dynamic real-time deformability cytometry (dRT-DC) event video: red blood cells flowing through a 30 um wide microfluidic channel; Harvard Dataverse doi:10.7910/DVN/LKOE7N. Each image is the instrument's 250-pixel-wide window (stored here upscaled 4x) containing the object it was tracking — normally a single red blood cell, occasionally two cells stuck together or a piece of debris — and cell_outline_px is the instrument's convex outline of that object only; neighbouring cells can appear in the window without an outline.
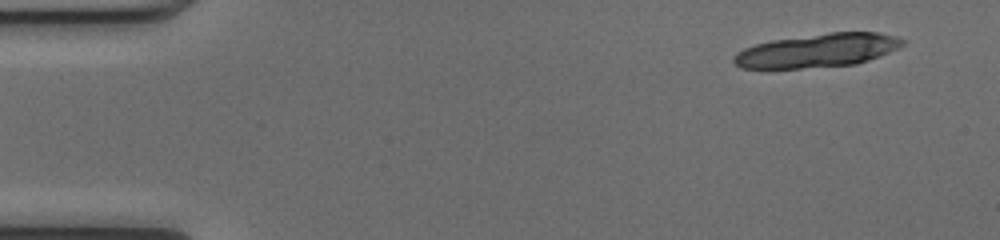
{"species": "common noctule bat (a hibernating species)", "species_latin": "Nyctalus noctula", "temperature_condition": "cold", "stored_images_in_passage": 18, "camera_frame_rate_fps": 3000, "um_per_image_px": 0.085, "animal": {"sex": "female", "body_mass_g": 17.0, "forearm_length_mm": 48.0}, "frame": {"image": 1, "passage_image": 2, "time_ms": 0.333, "image_size_px": [1000, 240], "cell_outline_px": [[908, 40], [904, 44], [880, 56], [856, 64], [800, 68], [740, 68], [732, 60], [732, 56], [736, 52], [744, 48], [756, 44], [772, 40], [828, 32], [876, 32], [896, 36]], "centroid_in_image_um": [69.48, 4.28], "position_along_channel_um": 15.5, "area_um2": 33.0}}